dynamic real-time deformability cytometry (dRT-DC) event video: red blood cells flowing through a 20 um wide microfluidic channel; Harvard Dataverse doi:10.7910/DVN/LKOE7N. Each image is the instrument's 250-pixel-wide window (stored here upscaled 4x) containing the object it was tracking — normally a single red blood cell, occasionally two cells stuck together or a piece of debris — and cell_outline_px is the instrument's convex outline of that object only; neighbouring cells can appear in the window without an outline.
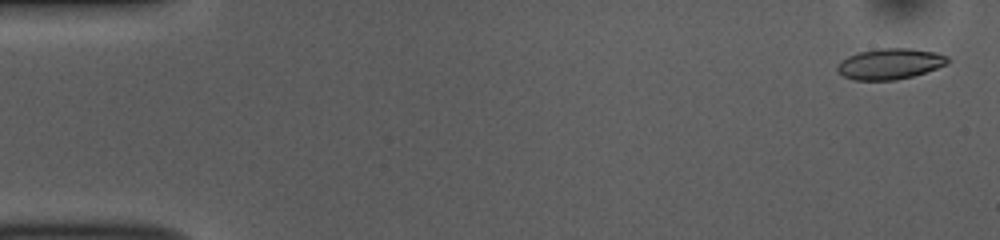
{"species": "common noctule bat (a hibernating species)", "species_latin": "Nyctalus noctula", "temperature_condition": "room temperature", "stored_images_in_passage": 54, "camera_frame_rate_fps": 3000, "um_per_image_px": 0.085, "animal": {"sex": "female", "body_mass_g": 10.0, "forearm_length_mm": 53.1}, "frame": {"image": 1, "passage_image": 2, "time_ms": 0.333, "image_size_px": [1000, 240], "cell_outline_px": [[948, 64], [912, 76], [896, 80], [856, 80], [844, 76], [836, 72], [836, 64], [848, 56], [860, 52], [876, 48], [912, 48], [936, 52], [948, 56]], "centroid_in_image_um": [75.62, 5.42], "position_along_channel_um": 9.4, "area_um2": 19.88}}
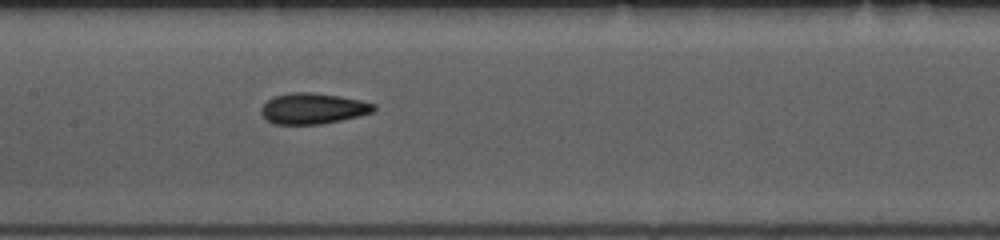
{"frame": {"image": 2, "passage_image": 26, "time_ms": 8.333, "image_size_px": [1000, 240], "cell_outline_px": [[376, 108], [372, 112], [340, 120], [320, 124], [276, 124], [268, 120], [260, 112], [260, 108], [272, 96], [292, 92], [312, 92], [340, 96], [360, 100], [376, 104]], "centroid_in_image_um": [26.58, 9.21], "position_along_channel_um": 180.8, "area_um2": 20.11}}
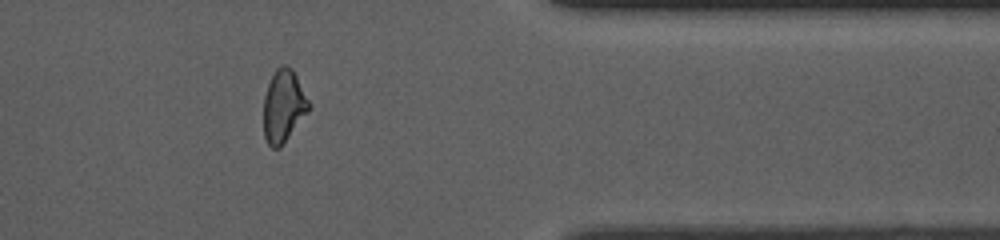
{"frame": {"image": 3, "passage_image": 44, "time_ms": 14.333, "image_size_px": [1000, 240], "cell_outline_px": [[308, 112], [280, 148], [272, 148], [268, 144], [264, 136], [264, 96], [268, 84], [276, 68], [280, 64], [284, 64], [292, 68], [308, 100]], "centroid_in_image_um": [24.07, 9.02], "position_along_channel_um": 387.3, "area_um2": 18.84}, "authors_computed_cell_mechanics": {"area_um2": 20.1144, "velocity_mm_per_s": 3.7366, "shape_relaxation_time_tau1_ms": 3.571, "shape_relaxation_time_tau2_ms": 2.5493, "deformation_change_tau1": 0.1076, "deformation_change_tau2": 0.0759}}